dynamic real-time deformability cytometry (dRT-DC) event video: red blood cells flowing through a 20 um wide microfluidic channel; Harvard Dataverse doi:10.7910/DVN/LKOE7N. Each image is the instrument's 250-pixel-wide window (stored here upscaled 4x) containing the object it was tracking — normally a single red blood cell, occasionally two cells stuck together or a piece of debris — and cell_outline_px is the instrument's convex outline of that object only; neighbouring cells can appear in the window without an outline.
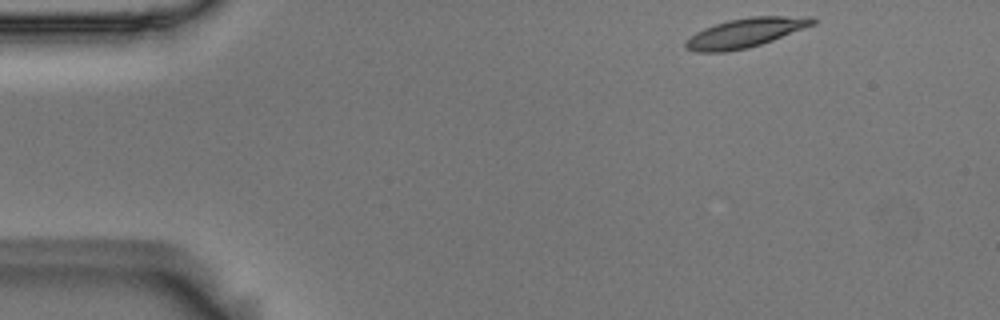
{"species": "Egyptian fruit bat (a non-hibernating species)", "species_latin": "Rousettus aegyptiacus", "temperature_condition": "room temperature", "stored_images_in_passage": 49, "camera_frame_rate_fps": 3000, "um_per_image_px": 0.085, "animal": {"sex": "male"}, "frame": {"image": 1, "passage_image": 1, "time_ms": 0.0, "image_size_px": [1000, 320], "cell_outline_px": [[816, 24], [772, 40], [748, 48], [728, 52], [696, 52], [684, 48], [684, 40], [696, 32], [704, 28], [728, 20], [752, 16], [812, 16], [816, 20]], "centroid_in_image_um": [63.34, 2.79], "position_along_channel_um": 21.7, "area_um2": 21.79}}
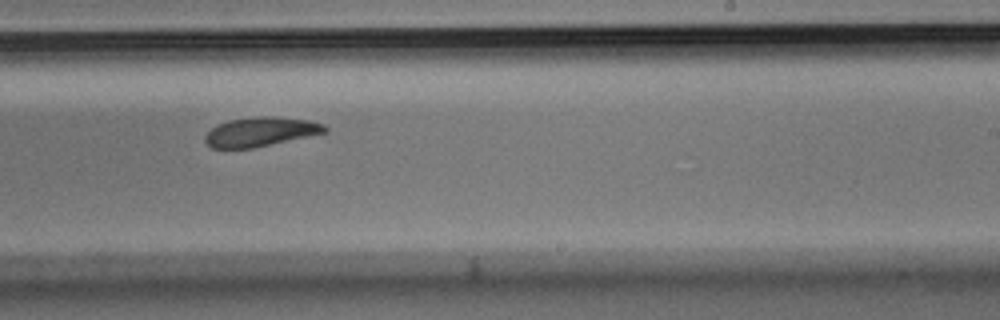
{"frame": {"image": 2, "passage_image": 28, "time_ms": 9.0, "image_size_px": [1000, 320], "cell_outline_px": [[328, 132], [252, 148], [212, 148], [204, 140], [204, 136], [216, 124], [232, 120], [268, 116], [276, 116], [308, 120], [324, 124], [328, 128]], "centroid_in_image_um": [22.17, 11.2], "position_along_channel_um": 266.8, "area_um2": 20.17}}
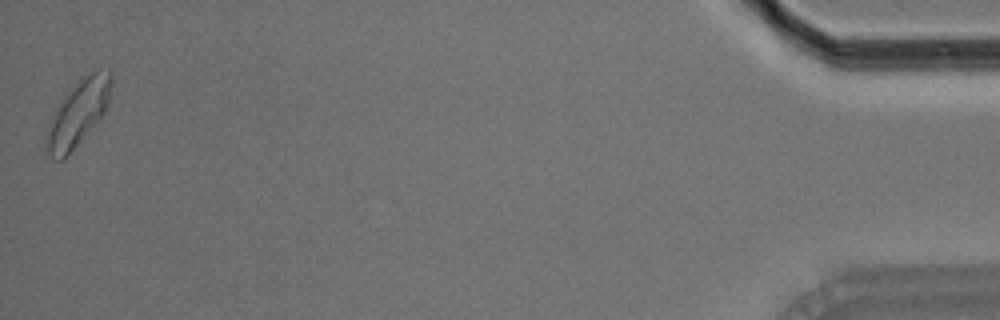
{"frame": {"image": 3, "passage_image": 49, "time_ms": 16.0, "image_size_px": [1000, 320], "cell_outline_px": [[112, 84], [108, 104], [104, 112], [64, 160], [52, 160], [44, 148], [44, 132], [48, 120], [64, 92], [84, 72], [100, 68], [112, 68]], "centroid_in_image_um": [6.58, 9.54], "position_along_channel_um": 428.6, "area_um2": 26.18}, "authors_computed_cell_mechanics": {"area_um2": 21.2704, "velocity_mm_per_s": 3.6302, "shape_relaxation_time_tau1_ms": 5.9554, "shape_relaxation_time_tau2_ms": 9.1736, "deformation_change_tau1": 0.1703, "deformation_change_tau2": 0.1725}}